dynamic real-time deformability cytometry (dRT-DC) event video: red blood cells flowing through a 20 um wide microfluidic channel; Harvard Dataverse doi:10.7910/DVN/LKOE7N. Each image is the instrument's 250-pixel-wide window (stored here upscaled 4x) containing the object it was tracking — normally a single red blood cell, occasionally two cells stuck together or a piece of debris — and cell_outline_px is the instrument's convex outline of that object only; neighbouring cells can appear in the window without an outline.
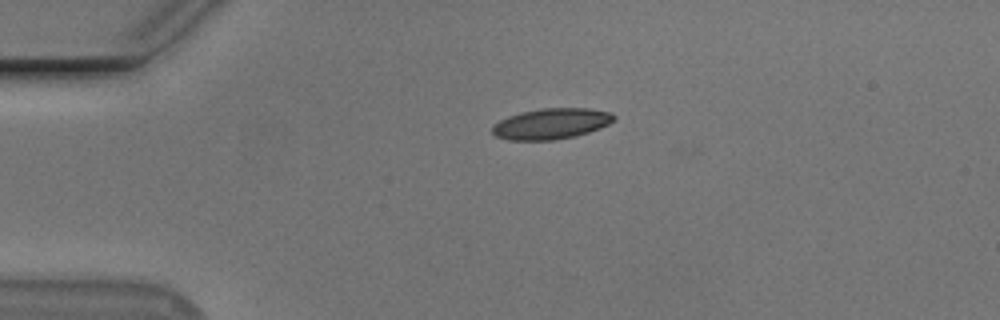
{"species": "Egyptian fruit bat (a non-hibernating species)", "species_latin": "Rousettus aegyptiacus", "temperature_condition": "cold", "stored_images_in_passage": 43, "camera_frame_rate_fps": 3000, "um_per_image_px": 0.085, "animal": {"sex": "male"}, "frame": {"image": 1, "passage_image": 1, "time_ms": 0.0, "image_size_px": [1000, 320], "cell_outline_px": [[616, 116], [608, 124], [600, 128], [588, 132], [556, 140], [508, 140], [496, 136], [492, 132], [492, 128], [500, 120], [508, 116], [520, 112], [540, 108], [588, 108], [612, 112]], "centroid_in_image_um": [46.85, 10.51], "position_along_channel_um": 38.1, "area_um2": 21.73}}
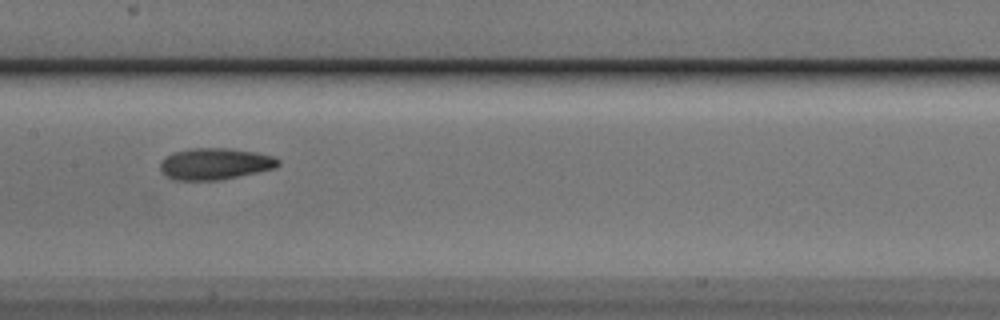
{"frame": {"image": 2, "passage_image": 16, "time_ms": 5.0, "image_size_px": [1000, 320], "cell_outline_px": [[280, 164], [276, 168], [216, 180], [176, 180], [168, 176], [160, 168], [160, 164], [172, 152], [192, 148], [228, 148], [256, 152], [272, 156], [280, 160]], "centroid_in_image_um": [18.3, 13.91], "position_along_channel_um": 189.1, "area_um2": 21.33}}
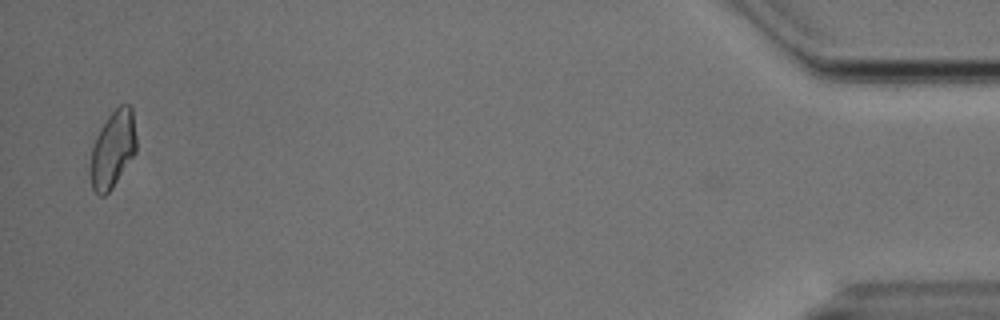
{"frame": {"image": 3, "passage_image": 42, "time_ms": 13.667, "image_size_px": [1000, 320], "cell_outline_px": [[136, 152], [112, 188], [104, 196], [100, 196], [92, 188], [92, 148], [100, 128], [108, 116], [120, 104], [128, 104], [132, 108], [136, 136]], "centroid_in_image_um": [9.62, 12.66], "position_along_channel_um": 425.6, "area_um2": 20.17}, "authors_computed_cell_mechanics": {"area_um2": 21.1548, "velocity_mm_per_s": 3.733, "shape_relaxation_time_tau1_ms": 4.6447, "shape_relaxation_time_tau2_ms": 3.5998, "deformation_change_tau1": 0.1288, "deformation_change_tau2": 0.1001}}